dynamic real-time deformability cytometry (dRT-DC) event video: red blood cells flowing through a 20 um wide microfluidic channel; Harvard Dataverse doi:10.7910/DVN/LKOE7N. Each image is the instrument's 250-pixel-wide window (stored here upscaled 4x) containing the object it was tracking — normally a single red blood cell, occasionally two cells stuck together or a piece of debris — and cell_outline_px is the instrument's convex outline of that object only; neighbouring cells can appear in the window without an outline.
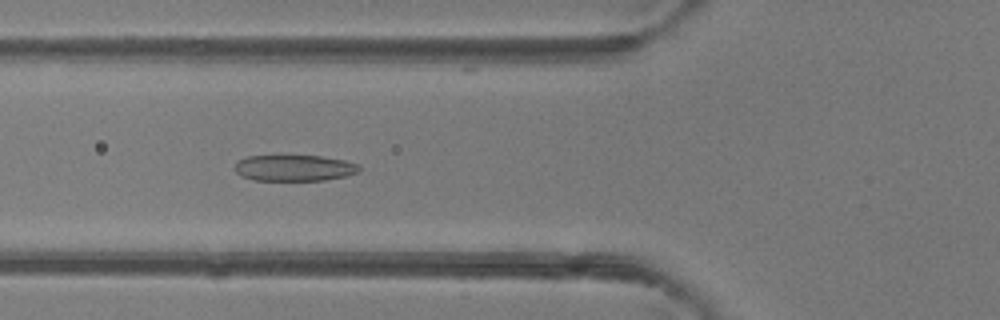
{"species": "common noctule bat (a hibernating species)", "species_latin": "Nyctalus noctula", "temperature_condition": "room temperature", "stored_images_in_passage": 45, "camera_frame_rate_fps": 3000, "um_per_image_px": 0.085, "animal": {"sex": "female"}, "frame": {"image": 1, "passage_image": 14, "time_ms": 4.333, "image_size_px": [1000, 320], "cell_outline_px": [[360, 168], [356, 172], [348, 176], [324, 180], [256, 180], [244, 176], [236, 172], [236, 160], [248, 156], [320, 156], [344, 160], [360, 164]], "centroid_in_image_um": [25.04, 14.27], "position_along_channel_um": 100.8, "area_um2": 18.79}}
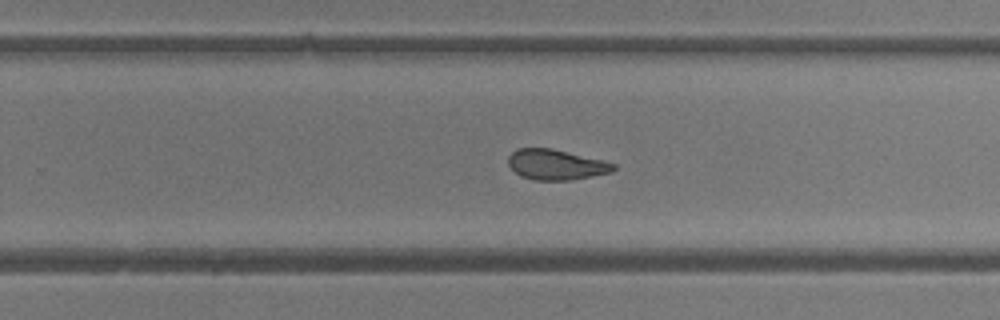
{"frame": {"image": 2, "passage_image": 27, "time_ms": 8.667, "image_size_px": [1000, 320], "cell_outline_px": [[616, 168], [612, 172], [572, 180], [532, 180], [520, 176], [508, 164], [508, 156], [516, 148], [552, 148], [616, 164]], "centroid_in_image_um": [47.23, 14.0], "position_along_channel_um": 282.6, "area_um2": 18.55}}
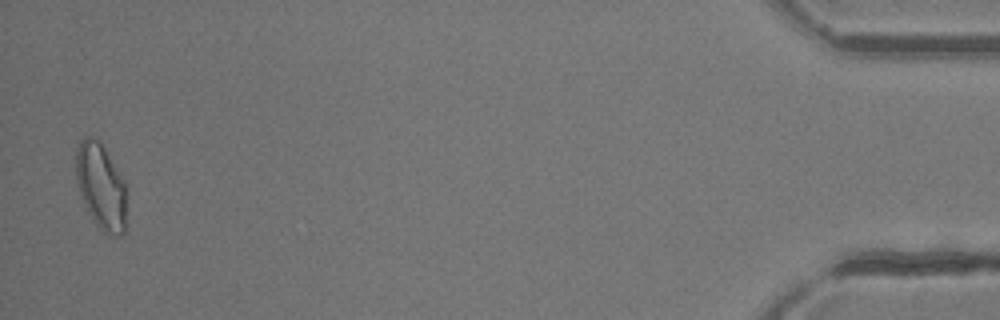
{"frame": {"image": 3, "passage_image": 44, "time_ms": 14.333, "image_size_px": [1000, 320], "cell_outline_px": [[124, 232], [120, 236], [108, 236], [96, 224], [88, 212], [80, 196], [76, 180], [76, 152], [80, 140], [84, 136], [92, 136], [104, 148], [124, 180]], "centroid_in_image_um": [8.54, 15.85], "position_along_channel_um": 426.7, "area_um2": 24.91}, "authors_computed_cell_mechanics": {"area_um2": 20.519, "velocity_mm_per_s": 4.1857, "shape_relaxation_time_tau1_ms": 2.4547, "shape_relaxation_time_tau2_ms": 1.5641, "deformation_change_tau1": 0.1187, "deformation_change_tau2": 0.0896}}